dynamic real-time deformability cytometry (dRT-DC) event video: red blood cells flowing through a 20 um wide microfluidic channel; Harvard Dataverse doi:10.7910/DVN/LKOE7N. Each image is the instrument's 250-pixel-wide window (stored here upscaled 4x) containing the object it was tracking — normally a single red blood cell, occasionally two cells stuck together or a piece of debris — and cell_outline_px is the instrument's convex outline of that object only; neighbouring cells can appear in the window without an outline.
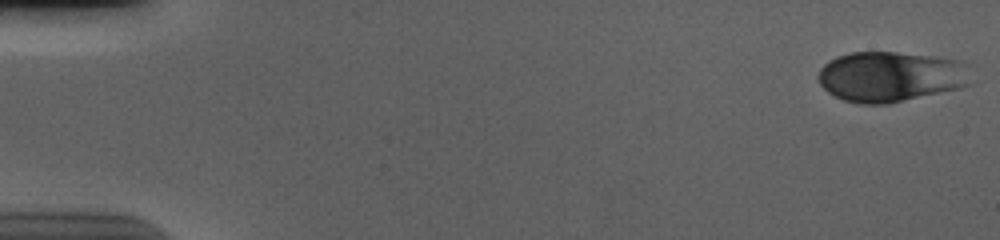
{"species": "human", "species_latin": "Homo sapiens", "temperature_condition": "cold", "stored_images_in_passage": 56, "camera_frame_rate_fps": 3000, "um_per_image_px": 0.085, "donor": {"sex": "male"}, "frame": {"image": 1, "passage_image": 1, "time_ms": 0.0, "image_size_px": [1000, 240], "cell_outline_px": [[972, 84], [960, 88], [888, 104], [860, 104], [844, 100], [828, 92], [820, 84], [816, 76], [820, 68], [828, 60], [836, 56], [852, 52], [896, 52], [936, 56], [960, 60], [968, 64]], "centroid_in_image_um": [75.73, 6.5], "position_along_channel_um": 9.3, "area_um2": 45.43}}
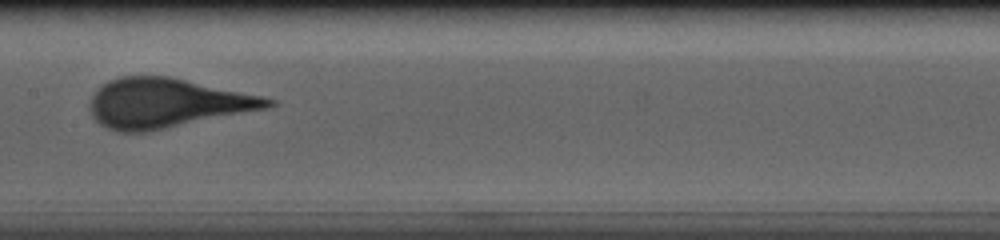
{"frame": {"image": 2, "passage_image": 29, "time_ms": 9.333, "image_size_px": [1000, 240], "cell_outline_px": [[276, 104], [268, 108], [148, 132], [116, 132], [100, 124], [92, 116], [88, 104], [92, 96], [108, 80], [120, 76], [168, 76], [260, 96], [276, 100]], "centroid_in_image_um": [14.13, 8.78], "position_along_channel_um": 193.3, "area_um2": 50.92}}
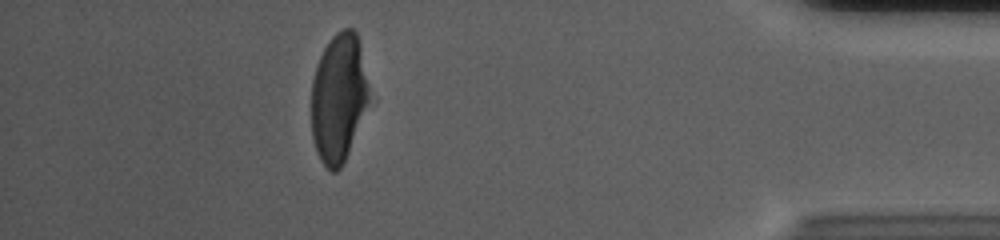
{"frame": {"image": 3, "passage_image": 50, "time_ms": 16.333, "image_size_px": [1000, 240], "cell_outline_px": [[376, 100], [340, 168], [336, 172], [332, 172], [320, 160], [316, 152], [312, 136], [312, 80], [320, 56], [324, 48], [332, 36], [336, 32], [344, 28], [352, 28], [356, 32]], "centroid_in_image_um": [28.89, 8.33], "position_along_channel_um": 406.3, "area_um2": 45.2}, "authors_computed_cell_mechanics": {"area_um2": 48.841, "velocity_mm_per_s": 3.6875, "shape_relaxation_time_tau1_ms": 4.7304, "shape_relaxation_time_tau2_ms": null, "deformation_change_tau1": 0.1934, "deformation_change_tau2": null}}